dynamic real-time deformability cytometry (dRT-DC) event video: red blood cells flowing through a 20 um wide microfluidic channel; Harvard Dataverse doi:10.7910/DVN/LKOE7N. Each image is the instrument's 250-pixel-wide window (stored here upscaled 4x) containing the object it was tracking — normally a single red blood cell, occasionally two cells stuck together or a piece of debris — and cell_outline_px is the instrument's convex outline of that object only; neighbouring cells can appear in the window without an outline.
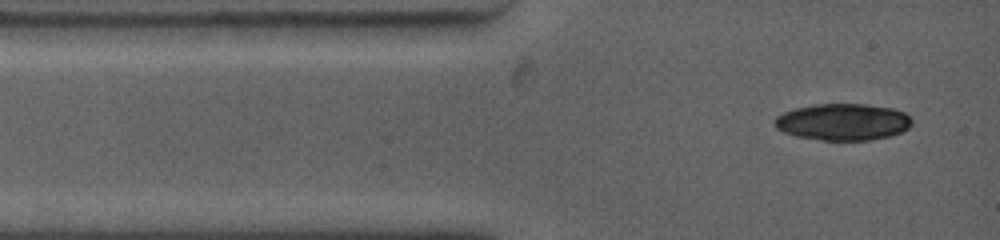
{"species": "common noctule bat (a hibernating species)", "species_latin": "Nyctalus noctula", "temperature_condition": "warm", "stored_images_in_passage": 2, "camera_frame_rate_fps": 4500, "um_per_image_px": 0.085, "animal": {"sex": "female", "body_mass_g": 19.0, "forearm_length_mm": 53.3}, "frame": {"image": 1, "passage_image": 1, "time_ms": 0.0, "image_size_px": [1000, 240], "cell_outline_px": [[912, 124], [908, 128], [892, 136], [868, 140], [820, 140], [796, 136], [784, 132], [776, 128], [772, 120], [776, 116], [784, 112], [796, 108], [816, 104], [868, 104], [892, 108], [904, 112], [912, 120]], "centroid_in_image_um": [71.64, 10.36], "position_along_channel_um": 13.4, "area_um2": 29.48}}